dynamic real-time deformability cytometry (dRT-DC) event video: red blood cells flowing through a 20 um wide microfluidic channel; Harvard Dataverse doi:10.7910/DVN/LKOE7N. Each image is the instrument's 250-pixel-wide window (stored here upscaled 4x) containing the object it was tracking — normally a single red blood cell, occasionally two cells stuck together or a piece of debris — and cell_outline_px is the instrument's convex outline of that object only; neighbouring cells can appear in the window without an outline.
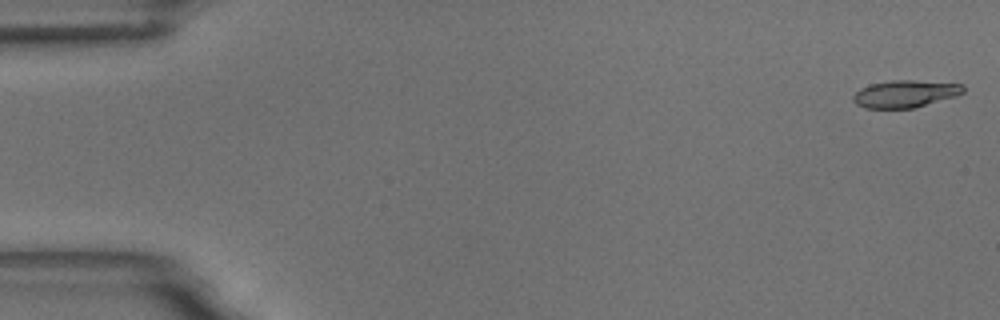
{"species": "common noctule bat (a hibernating species)", "species_latin": "Nyctalus noctula", "temperature_condition": "room temperature", "stored_images_in_passage": 54, "camera_frame_rate_fps": 3000, "um_per_image_px": 0.085, "animal": {"sex": "male", "body_mass_g": 18.8}, "frame": {"image": 1, "passage_image": 1, "time_ms": 0.0, "image_size_px": [1000, 320], "cell_outline_px": [[964, 92], [956, 96], [912, 108], [864, 108], [856, 104], [852, 100], [852, 96], [860, 88], [872, 84], [892, 80], [912, 80], [964, 84]], "centroid_in_image_um": [76.92, 7.97], "position_along_channel_um": 8.1, "area_um2": 17.4}}
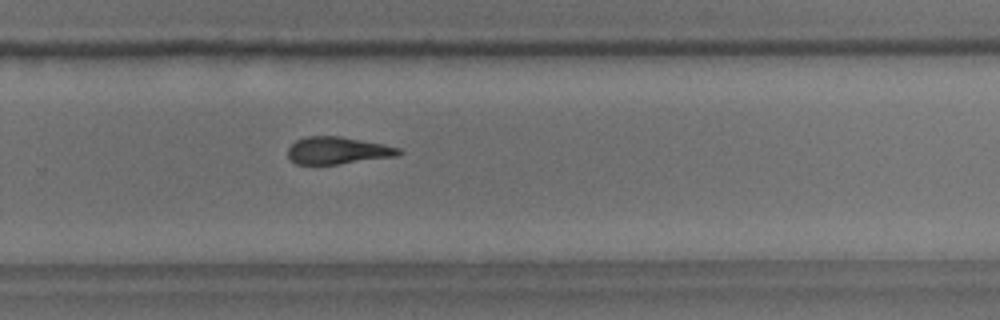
{"frame": {"image": 2, "passage_image": 36, "time_ms": 11.667, "image_size_px": [1000, 320], "cell_outline_px": [[404, 152], [396, 156], [336, 164], [296, 164], [288, 156], [288, 148], [296, 140], [308, 136], [340, 136], [384, 144], [400, 148]], "centroid_in_image_um": [28.71, 12.78], "position_along_channel_um": 301.1, "area_um2": 17.46}}
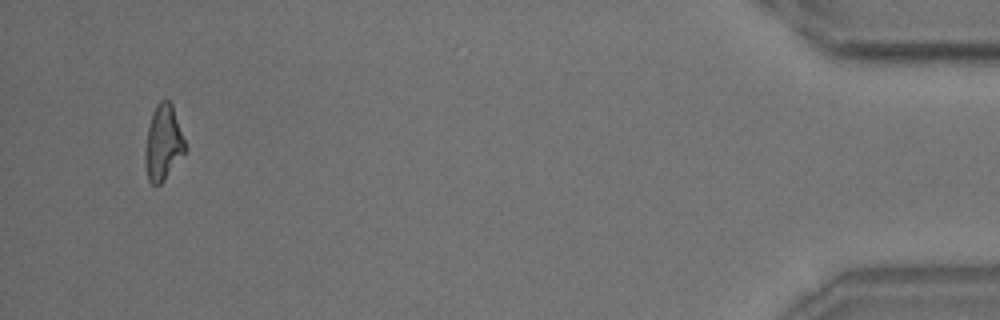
{"frame": {"image": 3, "passage_image": 52, "time_ms": 17.0, "image_size_px": [1000, 320], "cell_outline_px": [[188, 148], [164, 180], [160, 184], [152, 184], [148, 180], [144, 160], [144, 156], [148, 128], [152, 112], [156, 104], [160, 100], [168, 100], [172, 104]], "centroid_in_image_um": [13.88, 12.13], "position_along_channel_um": 421.3, "area_um2": 17.57}, "authors_computed_cell_mechanics": {"area_um2": 17.9758, "velocity_mm_per_s": 3.7083, "shape_relaxation_time_tau1_ms": 6.822, "shape_relaxation_time_tau2_ms": 6.4853, "deformation_change_tau1": 0.1833, "deformation_change_tau2": 0.1743}}